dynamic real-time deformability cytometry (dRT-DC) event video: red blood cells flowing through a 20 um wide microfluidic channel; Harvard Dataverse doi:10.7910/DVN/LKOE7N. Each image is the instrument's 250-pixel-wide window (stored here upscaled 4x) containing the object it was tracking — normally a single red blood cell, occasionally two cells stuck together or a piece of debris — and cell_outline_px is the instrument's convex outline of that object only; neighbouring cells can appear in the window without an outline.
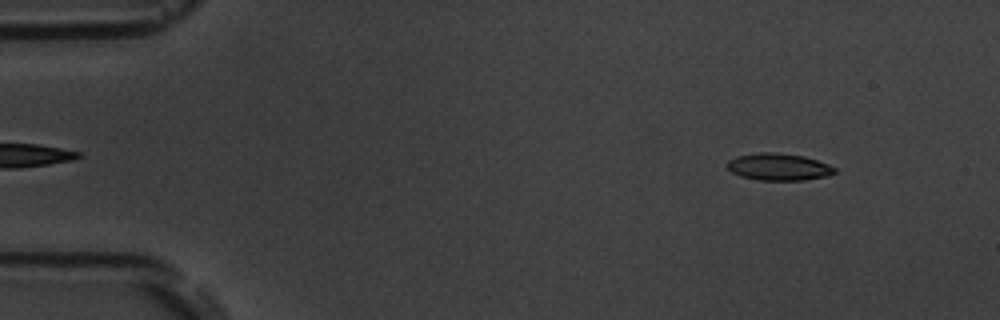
{"species": "common noctule bat (a hibernating species)", "species_latin": "Nyctalus noctula", "temperature_condition": "room temperature", "stored_images_in_passage": 5, "segment_of_instrument_passage": [1, 2], "camera_frame_rate_fps": 3000, "um_per_image_px": 0.085, "animal": {"sex": "male", "body_mass_g": 19.5, "forearm_length_mm": 54.6}, "frame": {"image": 1, "passage_image": 1, "time_ms": 0.0, "image_size_px": [1000, 320], "cell_outline_px": [[836, 172], [828, 176], [804, 180], [760, 180], [740, 176], [732, 172], [724, 164], [728, 160], [736, 156], [760, 152], [776, 152], [804, 156], [828, 164], [836, 168]], "centroid_in_image_um": [66.17, 14.18], "position_along_channel_um": 18.8, "area_um2": 17.05}}